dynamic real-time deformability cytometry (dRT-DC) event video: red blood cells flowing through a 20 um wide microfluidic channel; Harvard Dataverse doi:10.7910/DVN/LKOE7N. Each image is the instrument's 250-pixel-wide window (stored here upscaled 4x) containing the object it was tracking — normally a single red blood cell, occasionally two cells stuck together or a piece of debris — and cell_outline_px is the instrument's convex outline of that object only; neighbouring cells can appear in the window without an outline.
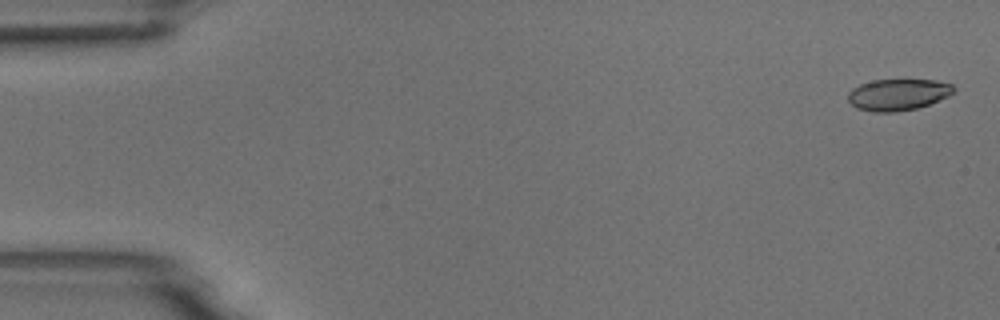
{"species": "common noctule bat (a hibernating species)", "species_latin": "Nyctalus noctula", "temperature_condition": "room temperature", "stored_images_in_passage": 5, "camera_frame_rate_fps": 3000, "um_per_image_px": 0.085, "animal": {"sex": "male", "body_mass_g": 18.8}, "frame": {"image": 1, "passage_image": 1, "time_ms": 0.0, "image_size_px": [1000, 320], "cell_outline_px": [[956, 92], [948, 96], [928, 104], [916, 108], [896, 112], [872, 112], [856, 108], [848, 100], [848, 92], [852, 88], [860, 84], [872, 80], [904, 76], [936, 80], [952, 84], [956, 88]], "centroid_in_image_um": [76.35, 7.98], "position_along_channel_um": 8.6, "area_um2": 20.4}}
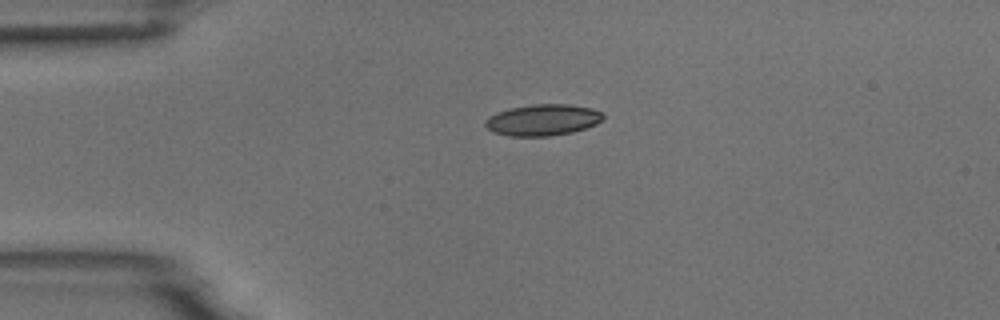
{"frame": {"image": 2, "passage_image": 4, "time_ms": 3.667, "image_size_px": [1000, 320], "cell_outline_px": [[604, 120], [596, 124], [572, 132], [548, 136], [508, 136], [492, 132], [484, 124], [484, 120], [488, 116], [496, 112], [512, 108], [532, 104], [568, 104], [592, 108], [604, 112]], "centroid_in_image_um": [46.14, 10.19], "position_along_channel_um": 38.9, "area_um2": 21.68}}